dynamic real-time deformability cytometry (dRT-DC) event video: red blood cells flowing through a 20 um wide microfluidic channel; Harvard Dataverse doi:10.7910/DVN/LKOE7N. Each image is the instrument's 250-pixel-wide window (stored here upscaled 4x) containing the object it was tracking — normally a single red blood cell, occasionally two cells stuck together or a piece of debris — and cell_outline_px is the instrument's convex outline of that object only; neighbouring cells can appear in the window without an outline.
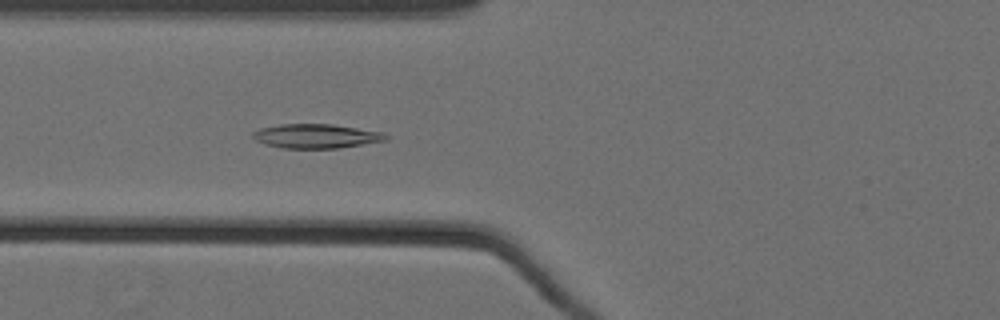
{"species": "Egyptian fruit bat (a non-hibernating species)", "species_latin": "Rousettus aegyptiacus", "temperature_condition": "cold", "stored_images_in_passage": 43, "camera_frame_rate_fps": 3000, "um_per_image_px": 0.085, "animal": {"sex": "female"}, "frame": {"image": 1, "passage_image": 9, "time_ms": 2.667, "image_size_px": [1000, 320], "cell_outline_px": [[388, 140], [340, 148], [284, 148], [264, 144], [256, 140], [252, 136], [252, 132], [260, 128], [280, 124], [332, 124], [384, 132], [388, 136]], "centroid_in_image_um": [26.89, 11.56], "position_along_channel_um": 98.9, "area_um2": 18.84}}
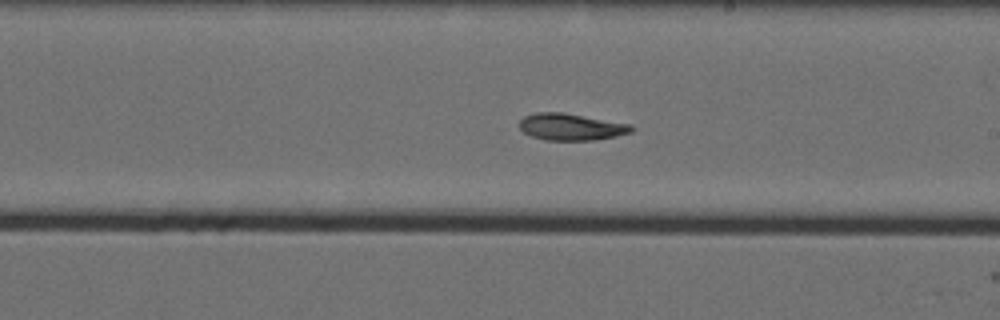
{"frame": {"image": 2, "passage_image": 21, "time_ms": 6.667, "image_size_px": [1000, 320], "cell_outline_px": [[636, 128], [632, 132], [616, 136], [596, 140], [544, 140], [532, 136], [524, 132], [520, 128], [520, 120], [524, 116], [536, 112], [560, 112], [632, 124]], "centroid_in_image_um": [48.57, 10.79], "position_along_channel_um": 240.4, "area_um2": 17.51}}
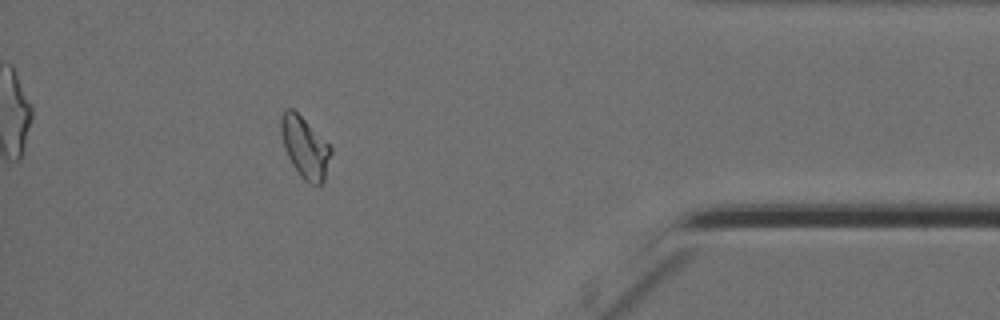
{"frame": {"image": 3, "passage_image": 38, "time_ms": 12.333, "image_size_px": [1000, 320], "cell_outline_px": [[332, 152], [324, 184], [312, 184], [304, 180], [296, 172], [284, 148], [280, 132], [280, 116], [284, 108], [292, 108], [332, 148]], "centroid_in_image_um": [25.9, 12.55], "position_along_channel_um": 409.3, "area_um2": 17.8}, "authors_computed_cell_mechanics": {"area_um2": 17.7446, "velocity_mm_per_s": 3.5228, "shape_relaxation_time_tau1_ms": null, "shape_relaxation_time_tau2_ms": 6.2403, "deformation_change_tau1": null, "deformation_change_tau2": 0.0953}}